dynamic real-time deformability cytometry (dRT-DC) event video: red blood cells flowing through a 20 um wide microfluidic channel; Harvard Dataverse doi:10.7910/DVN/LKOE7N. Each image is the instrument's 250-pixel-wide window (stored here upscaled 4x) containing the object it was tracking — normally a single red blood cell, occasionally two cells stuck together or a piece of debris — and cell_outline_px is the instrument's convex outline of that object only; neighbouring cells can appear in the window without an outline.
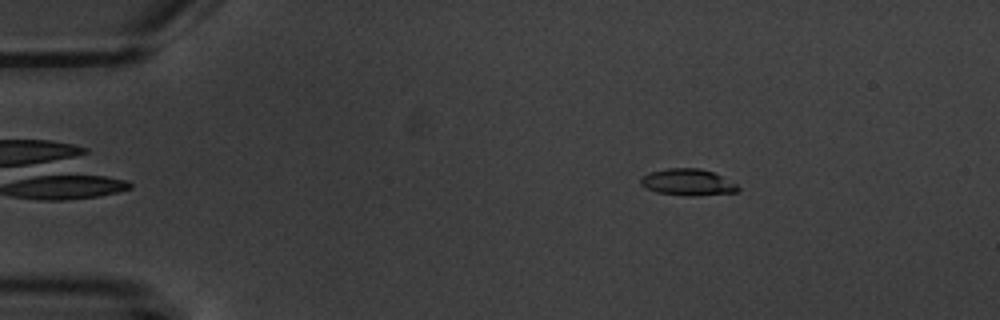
{"species": "common noctule bat (a hibernating species)", "species_latin": "Nyctalus noctula", "temperature_condition": "warm", "stored_images_in_passage": 5, "camera_frame_rate_fps": 3000, "um_per_image_px": 0.085, "animal": {"sex": "male", "body_mass_g": 20.1, "forearm_length_mm": 53.5}, "frame": {"image": 1, "passage_image": 5, "time_ms": 5.667, "image_size_px": [1000, 320], "cell_outline_px": [[740, 188], [736, 192], [696, 196], [688, 196], [656, 192], [644, 188], [640, 184], [640, 176], [648, 172], [668, 168], [700, 168], [712, 172], [736, 184]], "centroid_in_image_um": [58.39, 15.49], "position_along_channel_um": 26.6, "area_um2": 15.14}}